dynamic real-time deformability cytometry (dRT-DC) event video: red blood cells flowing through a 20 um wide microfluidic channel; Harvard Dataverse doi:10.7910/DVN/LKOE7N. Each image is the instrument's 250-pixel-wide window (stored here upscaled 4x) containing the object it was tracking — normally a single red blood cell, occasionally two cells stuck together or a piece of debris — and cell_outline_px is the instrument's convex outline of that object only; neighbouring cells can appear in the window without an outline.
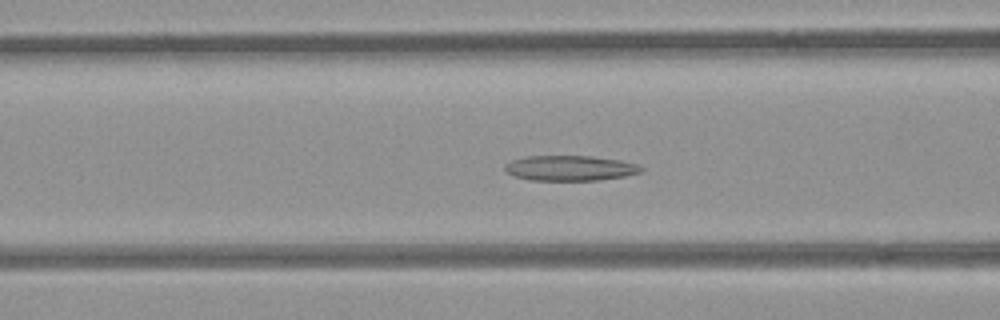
{"species": "common noctule bat (a hibernating species)", "species_latin": "Nyctalus noctula", "temperature_condition": "room temperature", "stored_images_in_passage": 43, "camera_frame_rate_fps": 3000, "um_per_image_px": 0.085, "animal": {"sex": "female", "body_mass_g": 21.9}, "frame": {"image": 1, "passage_image": 10, "time_ms": 3.0, "image_size_px": [1000, 320], "cell_outline_px": [[644, 168], [640, 172], [624, 176], [600, 180], [528, 180], [516, 176], [508, 172], [504, 168], [504, 164], [512, 160], [528, 156], [592, 156], [620, 160], [636, 164]], "centroid_in_image_um": [48.45, 14.29], "position_along_channel_um": 118.1, "area_um2": 19.88}}
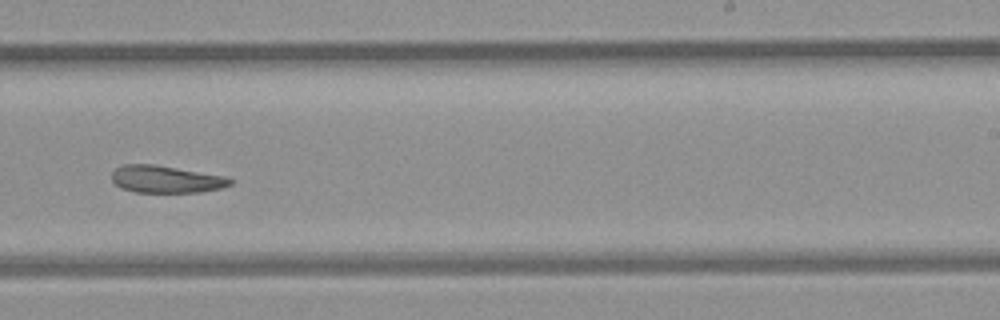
{"frame": {"image": 2, "passage_image": 22, "time_ms": 7.0, "image_size_px": [1000, 320], "cell_outline_px": [[232, 184], [220, 188], [200, 192], [136, 192], [120, 188], [112, 180], [112, 172], [116, 168], [124, 164], [156, 164], [228, 176], [232, 180]], "centroid_in_image_um": [14.12, 15.22], "position_along_channel_um": 274.9, "area_um2": 18.96}}
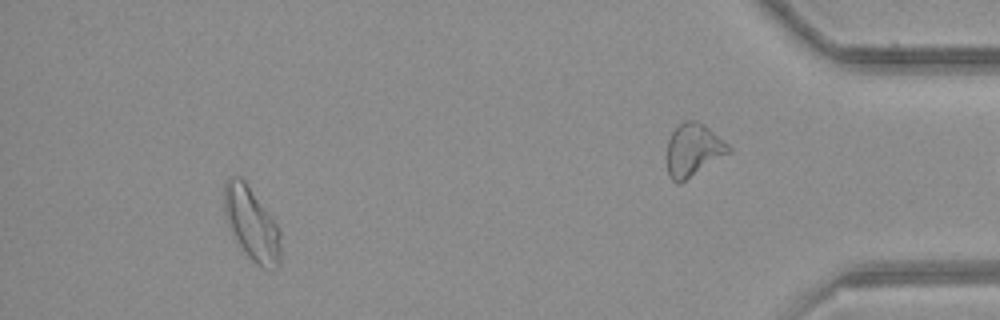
{"frame": {"image": 3, "passage_image": 38, "time_ms": 12.333, "image_size_px": [1000, 320], "cell_outline_px": [[280, 264], [264, 268], [260, 268], [244, 252], [236, 240], [228, 224], [224, 212], [224, 184], [232, 176], [240, 176], [244, 180], [272, 216], [280, 232]], "centroid_in_image_um": [21.38, 19.01], "position_along_channel_um": 413.8, "area_um2": 23.76}, "authors_computed_cell_mechanics": {"area_um2": 20.519, "velocity_mm_per_s": 3.9225, "shape_relaxation_time_tau1_ms": null, "shape_relaxation_time_tau2_ms": 7.2733, "deformation_change_tau1": null, "deformation_change_tau2": 0.1521}}